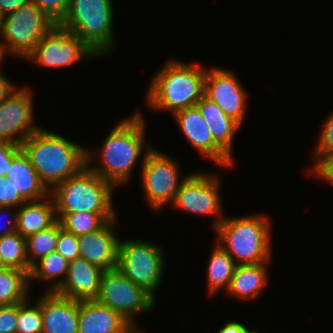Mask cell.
I'll return each mask as SVG.
<instances>
[{"instance_id":"11","label":"cell","mask_w":333,"mask_h":333,"mask_svg":"<svg viewBox=\"0 0 333 333\" xmlns=\"http://www.w3.org/2000/svg\"><path fill=\"white\" fill-rule=\"evenodd\" d=\"M220 187L218 175L192 172L179 187L171 206L191 214L215 217L212 223L215 229L225 218Z\"/></svg>"},{"instance_id":"32","label":"cell","mask_w":333,"mask_h":333,"mask_svg":"<svg viewBox=\"0 0 333 333\" xmlns=\"http://www.w3.org/2000/svg\"><path fill=\"white\" fill-rule=\"evenodd\" d=\"M314 165L310 169V175H315L320 180L333 185V153L313 154Z\"/></svg>"},{"instance_id":"17","label":"cell","mask_w":333,"mask_h":333,"mask_svg":"<svg viewBox=\"0 0 333 333\" xmlns=\"http://www.w3.org/2000/svg\"><path fill=\"white\" fill-rule=\"evenodd\" d=\"M104 270L83 258L69 262L65 280L56 294L74 300H95Z\"/></svg>"},{"instance_id":"38","label":"cell","mask_w":333,"mask_h":333,"mask_svg":"<svg viewBox=\"0 0 333 333\" xmlns=\"http://www.w3.org/2000/svg\"><path fill=\"white\" fill-rule=\"evenodd\" d=\"M13 209V207H0V221L3 218V213L5 214V217H7L9 215V212H11L10 210ZM9 210V212H7ZM8 214V215H7ZM10 218L6 219L8 220L7 222L9 223L7 226L5 225V222L0 226V238L3 237L4 235L10 234V233H14L16 232V215H17V209H15V213L11 212ZM2 215V216H1ZM7 215V216H6ZM4 219V218H3Z\"/></svg>"},{"instance_id":"14","label":"cell","mask_w":333,"mask_h":333,"mask_svg":"<svg viewBox=\"0 0 333 333\" xmlns=\"http://www.w3.org/2000/svg\"><path fill=\"white\" fill-rule=\"evenodd\" d=\"M245 91L233 71L218 66L206 70L204 95L241 126L248 100Z\"/></svg>"},{"instance_id":"12","label":"cell","mask_w":333,"mask_h":333,"mask_svg":"<svg viewBox=\"0 0 333 333\" xmlns=\"http://www.w3.org/2000/svg\"><path fill=\"white\" fill-rule=\"evenodd\" d=\"M96 54L74 33L55 25L25 57L43 67L71 66L82 58L92 59Z\"/></svg>"},{"instance_id":"25","label":"cell","mask_w":333,"mask_h":333,"mask_svg":"<svg viewBox=\"0 0 333 333\" xmlns=\"http://www.w3.org/2000/svg\"><path fill=\"white\" fill-rule=\"evenodd\" d=\"M69 262L57 251L42 257L31 266L29 273V286L32 280L53 282L46 292H55L63 283L68 271ZM58 279V280H57Z\"/></svg>"},{"instance_id":"4","label":"cell","mask_w":333,"mask_h":333,"mask_svg":"<svg viewBox=\"0 0 333 333\" xmlns=\"http://www.w3.org/2000/svg\"><path fill=\"white\" fill-rule=\"evenodd\" d=\"M224 218L215 228L218 243L236 265L269 263L271 260V221L266 215Z\"/></svg>"},{"instance_id":"24","label":"cell","mask_w":333,"mask_h":333,"mask_svg":"<svg viewBox=\"0 0 333 333\" xmlns=\"http://www.w3.org/2000/svg\"><path fill=\"white\" fill-rule=\"evenodd\" d=\"M215 248L210 253L207 266V285L209 295H214L220 289L229 288L236 263L231 256L215 242Z\"/></svg>"},{"instance_id":"13","label":"cell","mask_w":333,"mask_h":333,"mask_svg":"<svg viewBox=\"0 0 333 333\" xmlns=\"http://www.w3.org/2000/svg\"><path fill=\"white\" fill-rule=\"evenodd\" d=\"M18 87L0 104V142L21 144L41 128L34 121L32 91Z\"/></svg>"},{"instance_id":"22","label":"cell","mask_w":333,"mask_h":333,"mask_svg":"<svg viewBox=\"0 0 333 333\" xmlns=\"http://www.w3.org/2000/svg\"><path fill=\"white\" fill-rule=\"evenodd\" d=\"M6 178L12 180L16 191L26 201L40 200L49 195V190L40 181L36 170L22 149L13 156Z\"/></svg>"},{"instance_id":"37","label":"cell","mask_w":333,"mask_h":333,"mask_svg":"<svg viewBox=\"0 0 333 333\" xmlns=\"http://www.w3.org/2000/svg\"><path fill=\"white\" fill-rule=\"evenodd\" d=\"M21 149V146L9 142H0V176L6 177L13 156Z\"/></svg>"},{"instance_id":"30","label":"cell","mask_w":333,"mask_h":333,"mask_svg":"<svg viewBox=\"0 0 333 333\" xmlns=\"http://www.w3.org/2000/svg\"><path fill=\"white\" fill-rule=\"evenodd\" d=\"M35 300L30 304L27 298L17 304V333H42L41 295Z\"/></svg>"},{"instance_id":"3","label":"cell","mask_w":333,"mask_h":333,"mask_svg":"<svg viewBox=\"0 0 333 333\" xmlns=\"http://www.w3.org/2000/svg\"><path fill=\"white\" fill-rule=\"evenodd\" d=\"M206 69L199 63L168 60L151 79L146 104L154 111L175 112L193 107L204 96Z\"/></svg>"},{"instance_id":"27","label":"cell","mask_w":333,"mask_h":333,"mask_svg":"<svg viewBox=\"0 0 333 333\" xmlns=\"http://www.w3.org/2000/svg\"><path fill=\"white\" fill-rule=\"evenodd\" d=\"M30 291L29 275L16 268L0 270V306L25 301Z\"/></svg>"},{"instance_id":"10","label":"cell","mask_w":333,"mask_h":333,"mask_svg":"<svg viewBox=\"0 0 333 333\" xmlns=\"http://www.w3.org/2000/svg\"><path fill=\"white\" fill-rule=\"evenodd\" d=\"M142 186L145 199L154 211L173 204L177 191L191 172L180 180V164L159 149L152 148L142 157Z\"/></svg>"},{"instance_id":"5","label":"cell","mask_w":333,"mask_h":333,"mask_svg":"<svg viewBox=\"0 0 333 333\" xmlns=\"http://www.w3.org/2000/svg\"><path fill=\"white\" fill-rule=\"evenodd\" d=\"M113 0H69L63 20L58 24L74 33L94 54H109L116 47Z\"/></svg>"},{"instance_id":"45","label":"cell","mask_w":333,"mask_h":333,"mask_svg":"<svg viewBox=\"0 0 333 333\" xmlns=\"http://www.w3.org/2000/svg\"><path fill=\"white\" fill-rule=\"evenodd\" d=\"M247 333H260V332H258V331H253V330H248V332Z\"/></svg>"},{"instance_id":"16","label":"cell","mask_w":333,"mask_h":333,"mask_svg":"<svg viewBox=\"0 0 333 333\" xmlns=\"http://www.w3.org/2000/svg\"><path fill=\"white\" fill-rule=\"evenodd\" d=\"M117 217L95 232L78 237L79 257L106 270L117 268L120 238L115 225Z\"/></svg>"},{"instance_id":"23","label":"cell","mask_w":333,"mask_h":333,"mask_svg":"<svg viewBox=\"0 0 333 333\" xmlns=\"http://www.w3.org/2000/svg\"><path fill=\"white\" fill-rule=\"evenodd\" d=\"M268 263L236 265L227 293L239 300H252L267 287Z\"/></svg>"},{"instance_id":"42","label":"cell","mask_w":333,"mask_h":333,"mask_svg":"<svg viewBox=\"0 0 333 333\" xmlns=\"http://www.w3.org/2000/svg\"><path fill=\"white\" fill-rule=\"evenodd\" d=\"M8 53L9 52L6 49L5 43L3 42V40L1 41V35H0V65L1 63L3 64V59H5L4 57L7 56Z\"/></svg>"},{"instance_id":"28","label":"cell","mask_w":333,"mask_h":333,"mask_svg":"<svg viewBox=\"0 0 333 333\" xmlns=\"http://www.w3.org/2000/svg\"><path fill=\"white\" fill-rule=\"evenodd\" d=\"M0 258L5 267L16 268L29 275L31 266L26 253V238L17 231L0 238Z\"/></svg>"},{"instance_id":"31","label":"cell","mask_w":333,"mask_h":333,"mask_svg":"<svg viewBox=\"0 0 333 333\" xmlns=\"http://www.w3.org/2000/svg\"><path fill=\"white\" fill-rule=\"evenodd\" d=\"M56 251L68 262L79 258V241L73 233L65 231L59 222V233Z\"/></svg>"},{"instance_id":"18","label":"cell","mask_w":333,"mask_h":333,"mask_svg":"<svg viewBox=\"0 0 333 333\" xmlns=\"http://www.w3.org/2000/svg\"><path fill=\"white\" fill-rule=\"evenodd\" d=\"M42 333H78L79 301L44 292L41 295Z\"/></svg>"},{"instance_id":"40","label":"cell","mask_w":333,"mask_h":333,"mask_svg":"<svg viewBox=\"0 0 333 333\" xmlns=\"http://www.w3.org/2000/svg\"><path fill=\"white\" fill-rule=\"evenodd\" d=\"M30 0H0V14L2 17L13 13L23 4H26Z\"/></svg>"},{"instance_id":"2","label":"cell","mask_w":333,"mask_h":333,"mask_svg":"<svg viewBox=\"0 0 333 333\" xmlns=\"http://www.w3.org/2000/svg\"><path fill=\"white\" fill-rule=\"evenodd\" d=\"M21 149L49 191L87 166V147L42 127L21 144Z\"/></svg>"},{"instance_id":"41","label":"cell","mask_w":333,"mask_h":333,"mask_svg":"<svg viewBox=\"0 0 333 333\" xmlns=\"http://www.w3.org/2000/svg\"><path fill=\"white\" fill-rule=\"evenodd\" d=\"M248 330L249 328L240 322L227 321L225 325L218 330V333H247Z\"/></svg>"},{"instance_id":"34","label":"cell","mask_w":333,"mask_h":333,"mask_svg":"<svg viewBox=\"0 0 333 333\" xmlns=\"http://www.w3.org/2000/svg\"><path fill=\"white\" fill-rule=\"evenodd\" d=\"M54 23L59 24L66 15L69 0H31Z\"/></svg>"},{"instance_id":"43","label":"cell","mask_w":333,"mask_h":333,"mask_svg":"<svg viewBox=\"0 0 333 333\" xmlns=\"http://www.w3.org/2000/svg\"><path fill=\"white\" fill-rule=\"evenodd\" d=\"M5 268H7V267H5V265L2 263V260L0 258V270H4Z\"/></svg>"},{"instance_id":"21","label":"cell","mask_w":333,"mask_h":333,"mask_svg":"<svg viewBox=\"0 0 333 333\" xmlns=\"http://www.w3.org/2000/svg\"><path fill=\"white\" fill-rule=\"evenodd\" d=\"M16 217V231L25 238L49 228L57 221L51 195L36 201H26L17 208Z\"/></svg>"},{"instance_id":"19","label":"cell","mask_w":333,"mask_h":333,"mask_svg":"<svg viewBox=\"0 0 333 333\" xmlns=\"http://www.w3.org/2000/svg\"><path fill=\"white\" fill-rule=\"evenodd\" d=\"M78 333H139L119 313L95 300L79 301Z\"/></svg>"},{"instance_id":"20","label":"cell","mask_w":333,"mask_h":333,"mask_svg":"<svg viewBox=\"0 0 333 333\" xmlns=\"http://www.w3.org/2000/svg\"><path fill=\"white\" fill-rule=\"evenodd\" d=\"M207 124L214 142L232 159L233 137L241 125L227 116L222 109L205 95L195 105Z\"/></svg>"},{"instance_id":"33","label":"cell","mask_w":333,"mask_h":333,"mask_svg":"<svg viewBox=\"0 0 333 333\" xmlns=\"http://www.w3.org/2000/svg\"><path fill=\"white\" fill-rule=\"evenodd\" d=\"M25 202L26 200L13 186L12 180L0 176V207L18 208Z\"/></svg>"},{"instance_id":"35","label":"cell","mask_w":333,"mask_h":333,"mask_svg":"<svg viewBox=\"0 0 333 333\" xmlns=\"http://www.w3.org/2000/svg\"><path fill=\"white\" fill-rule=\"evenodd\" d=\"M321 129L314 154L333 153V111L326 118Z\"/></svg>"},{"instance_id":"26","label":"cell","mask_w":333,"mask_h":333,"mask_svg":"<svg viewBox=\"0 0 333 333\" xmlns=\"http://www.w3.org/2000/svg\"><path fill=\"white\" fill-rule=\"evenodd\" d=\"M116 213H56L61 227L77 237L92 233L102 228L108 221L116 218Z\"/></svg>"},{"instance_id":"29","label":"cell","mask_w":333,"mask_h":333,"mask_svg":"<svg viewBox=\"0 0 333 333\" xmlns=\"http://www.w3.org/2000/svg\"><path fill=\"white\" fill-rule=\"evenodd\" d=\"M58 233L59 221L57 220L49 228L32 234L26 238V253L30 266L42 257L56 251Z\"/></svg>"},{"instance_id":"44","label":"cell","mask_w":333,"mask_h":333,"mask_svg":"<svg viewBox=\"0 0 333 333\" xmlns=\"http://www.w3.org/2000/svg\"><path fill=\"white\" fill-rule=\"evenodd\" d=\"M2 16H1V14H0V33H1V26H2Z\"/></svg>"},{"instance_id":"6","label":"cell","mask_w":333,"mask_h":333,"mask_svg":"<svg viewBox=\"0 0 333 333\" xmlns=\"http://www.w3.org/2000/svg\"><path fill=\"white\" fill-rule=\"evenodd\" d=\"M114 186L85 166L78 174L55 185L50 191L56 213H116Z\"/></svg>"},{"instance_id":"9","label":"cell","mask_w":333,"mask_h":333,"mask_svg":"<svg viewBox=\"0 0 333 333\" xmlns=\"http://www.w3.org/2000/svg\"><path fill=\"white\" fill-rule=\"evenodd\" d=\"M95 301L119 313L139 333L138 315L152 311L156 300L127 278L118 268L104 271Z\"/></svg>"},{"instance_id":"36","label":"cell","mask_w":333,"mask_h":333,"mask_svg":"<svg viewBox=\"0 0 333 333\" xmlns=\"http://www.w3.org/2000/svg\"><path fill=\"white\" fill-rule=\"evenodd\" d=\"M0 333H17V304L0 306Z\"/></svg>"},{"instance_id":"15","label":"cell","mask_w":333,"mask_h":333,"mask_svg":"<svg viewBox=\"0 0 333 333\" xmlns=\"http://www.w3.org/2000/svg\"><path fill=\"white\" fill-rule=\"evenodd\" d=\"M173 116L193 149L221 167L229 168L235 165V161L214 142L209 128L196 106L179 110Z\"/></svg>"},{"instance_id":"8","label":"cell","mask_w":333,"mask_h":333,"mask_svg":"<svg viewBox=\"0 0 333 333\" xmlns=\"http://www.w3.org/2000/svg\"><path fill=\"white\" fill-rule=\"evenodd\" d=\"M55 25L57 24L30 0L2 18L0 35L10 57L24 60Z\"/></svg>"},{"instance_id":"39","label":"cell","mask_w":333,"mask_h":333,"mask_svg":"<svg viewBox=\"0 0 333 333\" xmlns=\"http://www.w3.org/2000/svg\"><path fill=\"white\" fill-rule=\"evenodd\" d=\"M16 84H13L6 76L0 71V104L6 100L16 89Z\"/></svg>"},{"instance_id":"1","label":"cell","mask_w":333,"mask_h":333,"mask_svg":"<svg viewBox=\"0 0 333 333\" xmlns=\"http://www.w3.org/2000/svg\"><path fill=\"white\" fill-rule=\"evenodd\" d=\"M145 135L146 121L142 113L137 111L115 124L110 131L99 151V165H93L95 155L87 148V166L114 187L123 186L131 178L143 149L146 152L154 148L148 144L145 147Z\"/></svg>"},{"instance_id":"7","label":"cell","mask_w":333,"mask_h":333,"mask_svg":"<svg viewBox=\"0 0 333 333\" xmlns=\"http://www.w3.org/2000/svg\"><path fill=\"white\" fill-rule=\"evenodd\" d=\"M164 254L156 243L120 239L117 268L156 300L155 291L163 280L166 267Z\"/></svg>"}]
</instances>
